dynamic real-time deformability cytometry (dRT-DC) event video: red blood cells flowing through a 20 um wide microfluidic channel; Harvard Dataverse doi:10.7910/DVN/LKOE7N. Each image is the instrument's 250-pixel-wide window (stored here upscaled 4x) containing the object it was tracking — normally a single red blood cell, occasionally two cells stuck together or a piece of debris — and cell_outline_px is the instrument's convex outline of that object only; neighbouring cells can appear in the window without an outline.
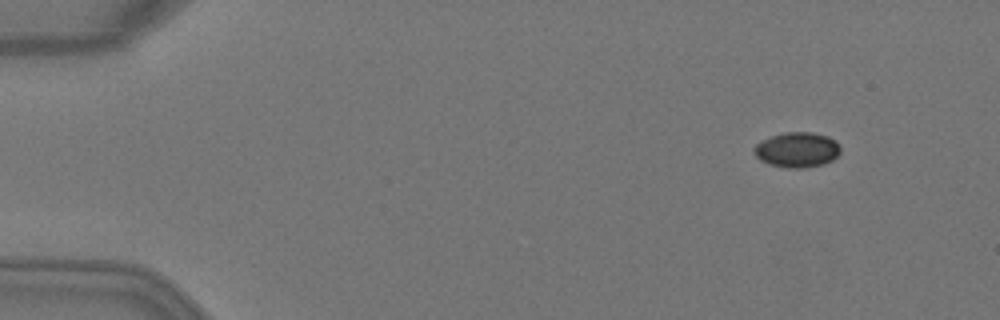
{"species": "Egyptian fruit bat (a non-hibernating species)", "species_latin": "Rousettus aegyptiacus", "temperature_condition": "warm", "stored_images_in_passage": 4, "camera_frame_rate_fps": 3000, "um_per_image_px": 0.085, "animal": {"sex": "female"}, "frame": {"image": 1, "passage_image": 1, "time_ms": 0.0, "image_size_px": [1000, 320], "cell_outline_px": [[840, 152], [832, 160], [824, 164], [804, 168], [788, 168], [768, 164], [760, 160], [756, 156], [752, 148], [756, 144], [772, 136], [784, 132], [812, 132], [828, 136], [836, 140], [840, 144]], "centroid_in_image_um": [67.77, 12.73], "position_along_channel_um": 17.2, "area_um2": 17.8}}